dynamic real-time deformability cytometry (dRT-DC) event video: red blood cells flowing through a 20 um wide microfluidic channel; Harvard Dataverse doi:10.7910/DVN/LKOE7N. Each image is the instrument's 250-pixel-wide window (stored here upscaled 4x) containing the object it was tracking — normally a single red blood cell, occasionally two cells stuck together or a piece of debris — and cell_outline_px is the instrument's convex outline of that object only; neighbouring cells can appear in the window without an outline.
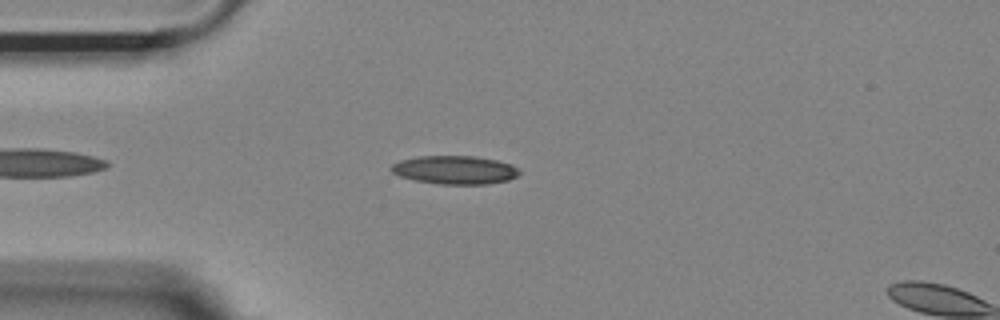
{"species": "Egyptian fruit bat (a non-hibernating species)", "species_latin": "Rousettus aegyptiacus", "temperature_condition": "room temperature", "stored_images_in_passage": 40, "camera_frame_rate_fps": 3000, "um_per_image_px": 0.085, "animal": {"sex": "female"}, "frame": {"image": 1, "passage_image": 3, "time_ms": 0.667, "image_size_px": [1000, 320], "cell_outline_px": [[520, 172], [516, 176], [508, 180], [488, 184], [440, 184], [416, 180], [400, 176], [392, 172], [388, 168], [392, 164], [400, 160], [416, 156], [472, 156], [496, 160], [512, 164]], "centroid_in_image_um": [38.63, 14.44], "position_along_channel_um": 46.4, "area_um2": 21.15}}
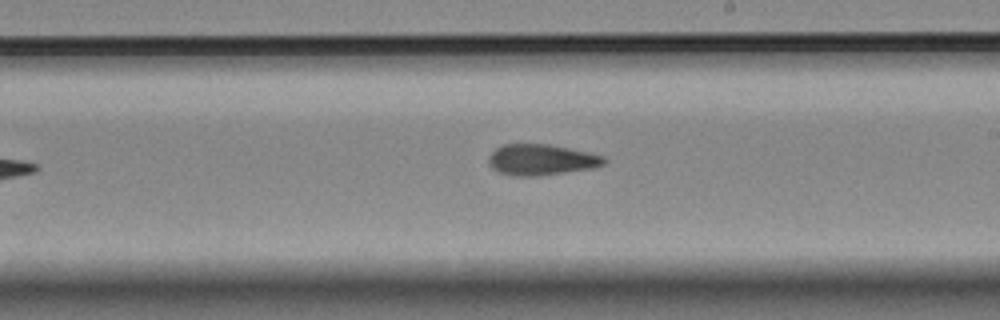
{"frame": {"image": 2, "passage_image": 20, "time_ms": 6.333, "image_size_px": [1000, 320], "cell_outline_px": [[608, 160], [604, 164], [592, 168], [536, 176], [512, 176], [500, 172], [492, 168], [488, 164], [488, 156], [496, 148], [504, 144], [548, 144], [588, 152], [604, 156]], "centroid_in_image_um": [45.99, 13.58], "position_along_channel_um": 243.0, "area_um2": 20.75}}
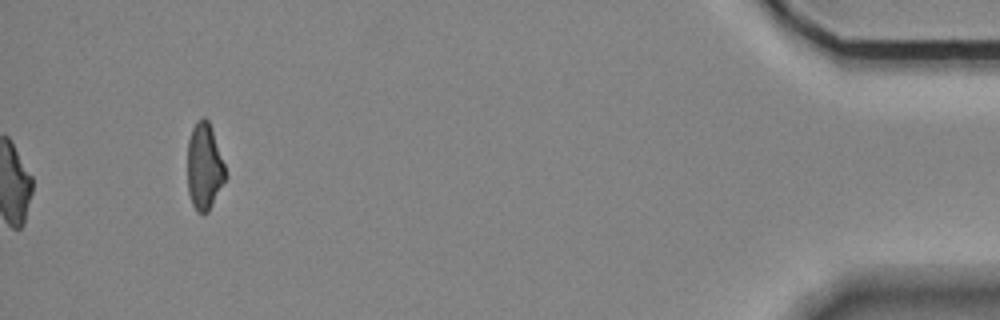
{"frame": {"image": 3, "passage_image": 40, "time_ms": 13.0, "image_size_px": [1000, 320], "cell_outline_px": [[228, 176], [208, 212], [196, 212], [192, 204], [188, 192], [188, 140], [192, 128], [204, 116], [208, 120], [212, 128], [228, 172]], "centroid_in_image_um": [17.4, 14.17], "position_along_channel_um": 417.8, "area_um2": 19.36}, "authors_computed_cell_mechanics": {"area_um2": 20.8369, "velocity_mm_per_s": 3.6895, "shape_relaxation_time_tau1_ms": null, "shape_relaxation_time_tau2_ms": 5.1483, "deformation_change_tau1": null, "deformation_change_tau2": 0.1531}}